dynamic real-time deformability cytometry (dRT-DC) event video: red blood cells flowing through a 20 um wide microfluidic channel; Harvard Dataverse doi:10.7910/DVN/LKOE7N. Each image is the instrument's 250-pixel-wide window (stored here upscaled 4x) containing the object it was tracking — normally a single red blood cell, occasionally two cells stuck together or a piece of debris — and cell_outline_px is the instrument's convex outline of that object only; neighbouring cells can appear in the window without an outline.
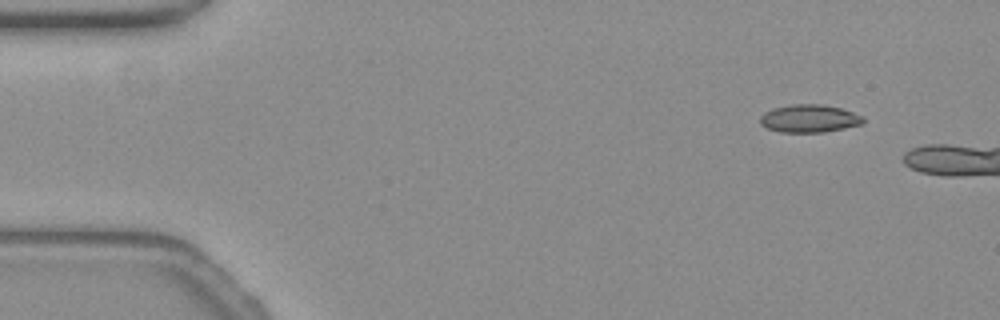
{"species": "common noctule bat (a hibernating species)", "species_latin": "Nyctalus noctula", "temperature_condition": "warm", "stored_images_in_passage": 10, "camera_frame_rate_fps": 3000, "um_per_image_px": 0.085, "animal": {"sex": "female", "body_mass_g": 19.3, "forearm_length_mm": 54.1}, "frame": {"image": 1, "passage_image": 1, "time_ms": 0.0, "image_size_px": [1000, 320], "cell_outline_px": [[864, 124], [824, 132], [780, 132], [768, 128], [760, 124], [760, 116], [764, 112], [772, 108], [792, 104], [820, 104], [840, 108], [864, 116]], "centroid_in_image_um": [68.79, 10.07], "position_along_channel_um": 16.2, "area_um2": 16.76}}